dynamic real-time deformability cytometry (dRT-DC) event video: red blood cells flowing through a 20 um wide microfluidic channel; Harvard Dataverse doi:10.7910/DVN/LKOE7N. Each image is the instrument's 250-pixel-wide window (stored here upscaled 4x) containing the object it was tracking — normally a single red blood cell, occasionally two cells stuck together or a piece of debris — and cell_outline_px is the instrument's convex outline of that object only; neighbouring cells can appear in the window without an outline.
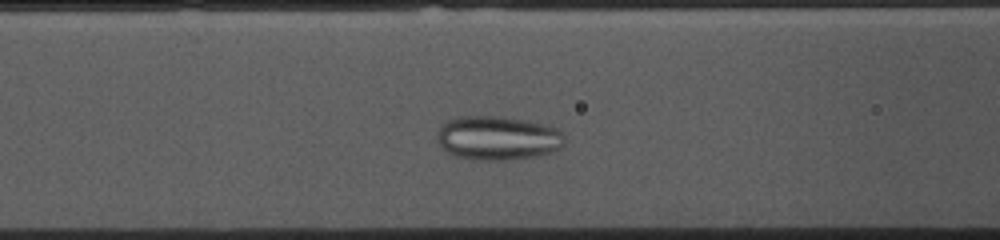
{"species": "common noctule bat (a hibernating species)", "species_latin": "Nyctalus noctula", "temperature_condition": "cold", "stored_images_in_passage": 37, "camera_frame_rate_fps": 3000, "um_per_image_px": 0.085, "animal": {"sex": "female", "body_mass_g": 10.0, "forearm_length_mm": 53.1}, "frame": {"image": 1, "passage_image": 14, "time_ms": 4.333, "image_size_px": [1000, 240], "cell_outline_px": [[568, 140], [560, 148], [552, 152], [540, 156], [504, 160], [476, 160], [456, 156], [448, 152], [436, 140], [436, 136], [440, 124], [456, 116], [492, 116], [524, 120], [548, 124], [556, 128]], "centroid_in_image_um": [42.32, 11.73], "position_along_channel_um": 124.3, "area_um2": 33.06}}
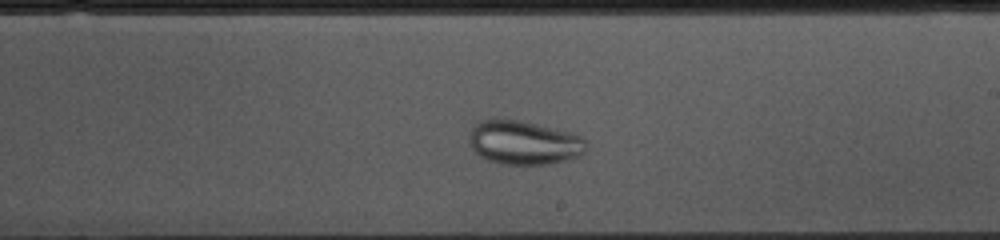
{"frame": {"image": 2, "passage_image": 24, "time_ms": 7.667, "image_size_px": [1000, 240], "cell_outline_px": [[588, 148], [580, 156], [548, 164], [504, 164], [488, 160], [480, 156], [472, 148], [468, 136], [472, 128], [480, 120], [520, 120], [572, 132], [588, 140]], "centroid_in_image_um": [44.58, 12.12], "position_along_channel_um": 244.4, "area_um2": 29.94}}
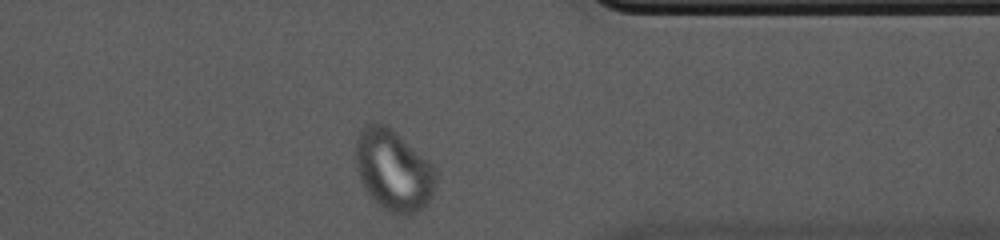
{"frame": {"image": 3, "passage_image": 36, "time_ms": 11.667, "image_size_px": [1000, 240], "cell_outline_px": [[436, 184], [432, 196], [416, 212], [404, 216], [400, 216], [376, 204], [372, 200], [364, 188], [360, 180], [356, 168], [356, 140], [360, 128], [368, 124], [384, 124], [392, 128], [428, 160], [432, 164], [436, 172]], "centroid_in_image_um": [33.42, 14.47], "position_along_channel_um": 378.0, "area_um2": 37.92}}